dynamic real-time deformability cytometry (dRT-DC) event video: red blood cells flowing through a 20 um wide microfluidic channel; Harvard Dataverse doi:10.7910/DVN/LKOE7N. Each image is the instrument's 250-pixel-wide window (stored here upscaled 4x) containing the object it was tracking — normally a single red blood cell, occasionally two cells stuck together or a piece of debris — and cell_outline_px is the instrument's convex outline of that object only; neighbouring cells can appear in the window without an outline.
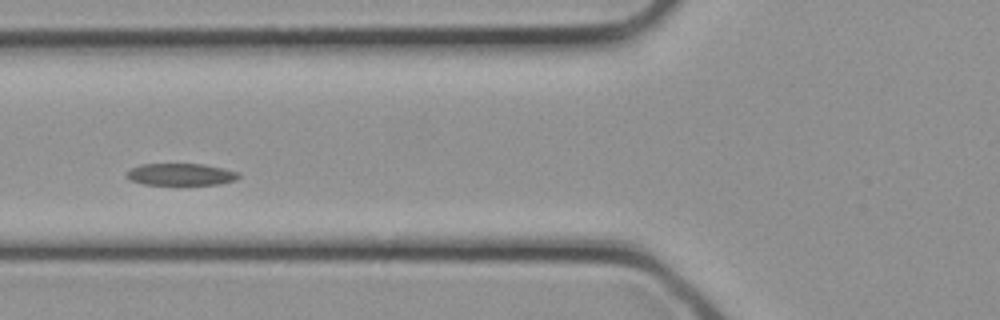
{"species": "common noctule bat (a hibernating species)", "species_latin": "Nyctalus noctula", "temperature_condition": "cold", "stored_images_in_passage": 24, "camera_frame_rate_fps": 3000, "um_per_image_px": 0.085, "animal": {"sex": "female", "body_mass_g": 21.9}, "frame": {"image": 1, "passage_image": 6, "time_ms": 1.667, "image_size_px": [1000, 320], "cell_outline_px": [[240, 176], [236, 180], [216, 184], [144, 184], [128, 180], [124, 176], [124, 172], [140, 164], [204, 164], [240, 172]], "centroid_in_image_um": [15.32, 14.81], "position_along_channel_um": 110.5, "area_um2": 14.39}}
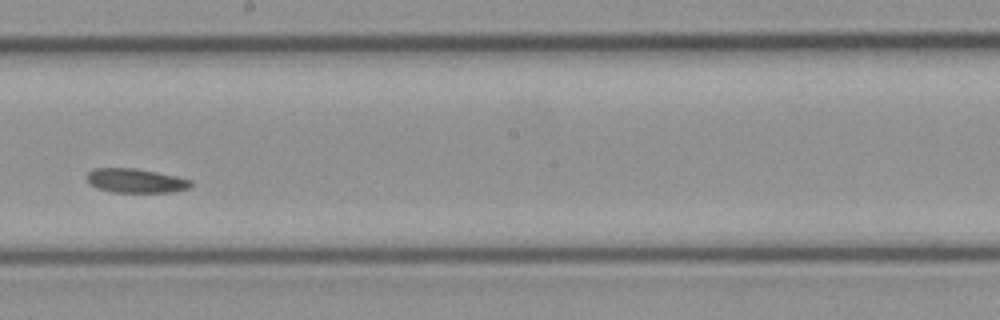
{"frame": {"image": 2, "passage_image": 12, "time_ms": 3.667, "image_size_px": [1000, 320], "cell_outline_px": [[192, 184], [188, 188], [172, 192], [112, 192], [96, 188], [88, 184], [84, 176], [92, 168], [136, 168], [176, 176], [192, 180]], "centroid_in_image_um": [11.46, 15.35], "position_along_channel_um": 236.7, "area_um2": 14.85}}
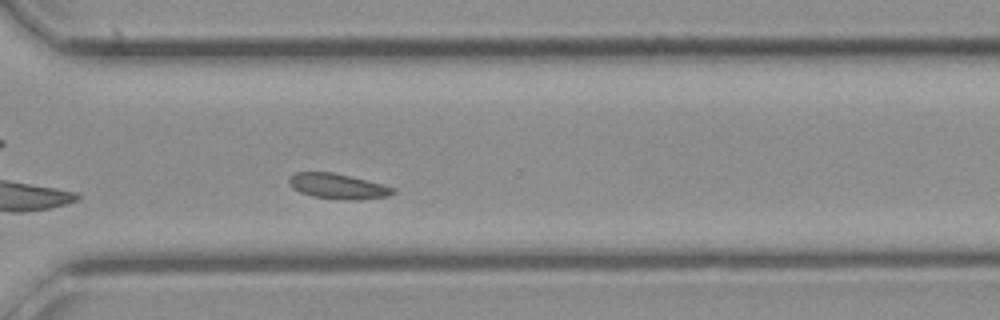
{"frame": {"image": 3, "passage_image": 17, "time_ms": 5.333, "image_size_px": [1000, 320], "cell_outline_px": [[396, 192], [388, 196], [352, 200], [348, 200], [312, 196], [300, 192], [292, 188], [288, 180], [288, 176], [296, 172], [332, 172], [384, 184], [396, 188]], "centroid_in_image_um": [28.71, 15.82], "position_along_channel_um": 341.9, "area_um2": 15.32}}